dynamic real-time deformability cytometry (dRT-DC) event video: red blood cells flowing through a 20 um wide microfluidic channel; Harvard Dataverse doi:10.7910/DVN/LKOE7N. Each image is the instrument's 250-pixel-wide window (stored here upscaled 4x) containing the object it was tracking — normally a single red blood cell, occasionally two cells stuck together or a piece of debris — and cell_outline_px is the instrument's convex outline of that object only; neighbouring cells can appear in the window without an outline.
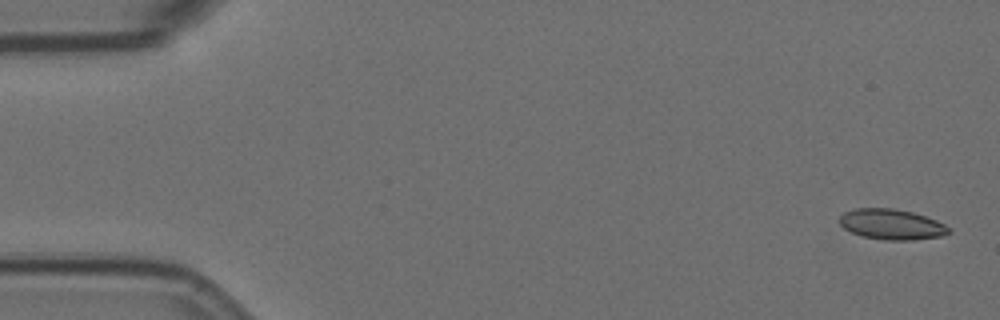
{"species": "Egyptian fruit bat (a non-hibernating species)", "species_latin": "Rousettus aegyptiacus", "temperature_condition": "room temperature", "stored_images_in_passage": 10, "camera_frame_rate_fps": 3000, "um_per_image_px": 0.085, "animal": {"sex": "female"}, "frame": {"image": 1, "passage_image": 1, "time_ms": 0.0, "image_size_px": [1000, 320], "cell_outline_px": [[952, 232], [940, 236], [912, 240], [884, 240], [864, 236], [852, 232], [844, 228], [840, 224], [840, 216], [844, 212], [852, 208], [892, 208], [912, 212], [936, 220], [944, 224]], "centroid_in_image_um": [75.77, 19.06], "position_along_channel_um": 9.2, "area_um2": 19.25}}
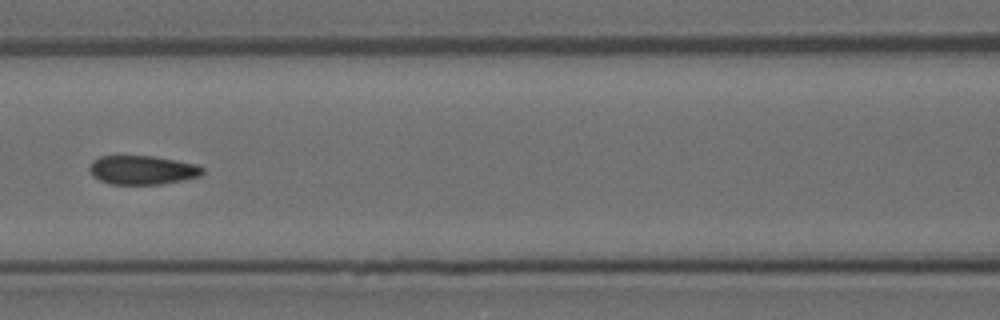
{"frame": {"image": 2, "passage_image": 7, "time_ms": 7.667, "image_size_px": [1000, 320], "cell_outline_px": [[204, 172], [200, 176], [160, 184], [112, 184], [100, 180], [92, 176], [88, 168], [92, 160], [100, 156], [152, 156], [196, 164], [204, 168]], "centroid_in_image_um": [12.07, 14.45], "position_along_channel_um": 154.5, "area_um2": 18.96}}
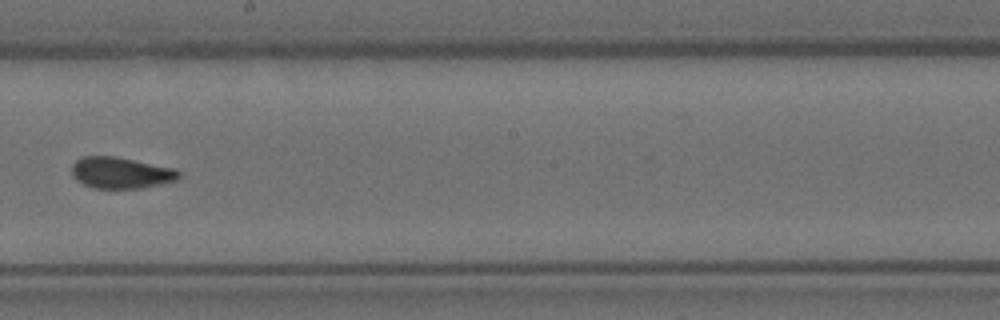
{"frame": {"image": 3, "passage_image": 9, "time_ms": 10.0, "image_size_px": [1000, 320], "cell_outline_px": [[180, 176], [176, 180], [140, 188], [92, 188], [76, 180], [72, 176], [72, 164], [76, 160], [84, 156], [116, 156], [176, 168], [180, 172]], "centroid_in_image_um": [10.26, 14.67], "position_along_channel_um": 237.9, "area_um2": 19.59}}